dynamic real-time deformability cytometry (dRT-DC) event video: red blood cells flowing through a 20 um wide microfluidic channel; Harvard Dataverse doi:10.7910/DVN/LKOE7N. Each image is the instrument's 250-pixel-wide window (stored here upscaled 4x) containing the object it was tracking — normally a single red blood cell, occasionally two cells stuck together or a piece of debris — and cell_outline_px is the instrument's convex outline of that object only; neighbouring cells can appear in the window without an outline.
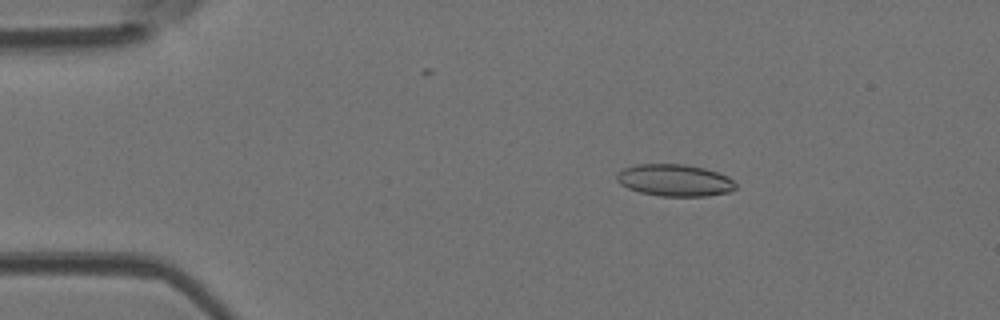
{"species": "Egyptian fruit bat (a non-hibernating species)", "species_latin": "Rousettus aegyptiacus", "temperature_condition": "room temperature", "stored_images_in_passage": 48, "camera_frame_rate_fps": 3000, "um_per_image_px": 0.085, "animal": {"sex": "female"}, "frame": {"image": 1, "passage_image": 8, "time_ms": 2.333, "image_size_px": [1000, 320], "cell_outline_px": [[736, 188], [728, 192], [708, 196], [660, 196], [640, 192], [628, 188], [620, 184], [616, 180], [616, 176], [624, 168], [636, 164], [684, 164], [704, 168], [728, 176], [736, 184]], "centroid_in_image_um": [57.34, 15.32], "position_along_channel_um": 27.7, "area_um2": 22.08}}
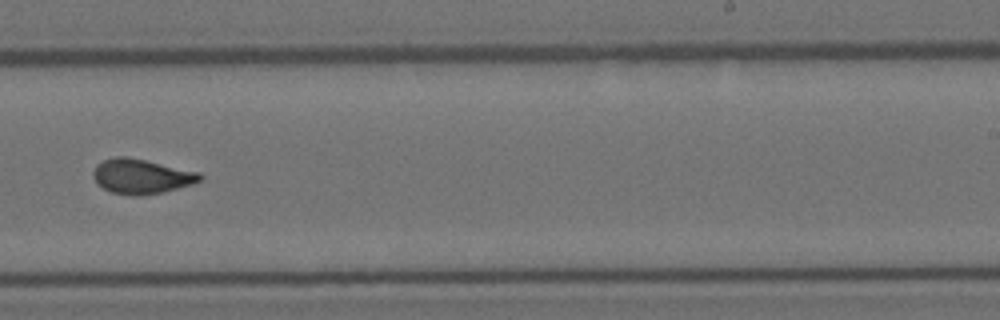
{"frame": {"image": 2, "passage_image": 30, "time_ms": 9.667, "image_size_px": [1000, 320], "cell_outline_px": [[204, 176], [200, 180], [192, 184], [164, 192], [140, 196], [132, 196], [112, 192], [96, 184], [92, 176], [92, 172], [96, 164], [104, 160], [116, 156], [124, 156], [144, 160], [200, 172]], "centroid_in_image_um": [12.0, 15.0], "position_along_channel_um": 277.0, "area_um2": 21.68}}
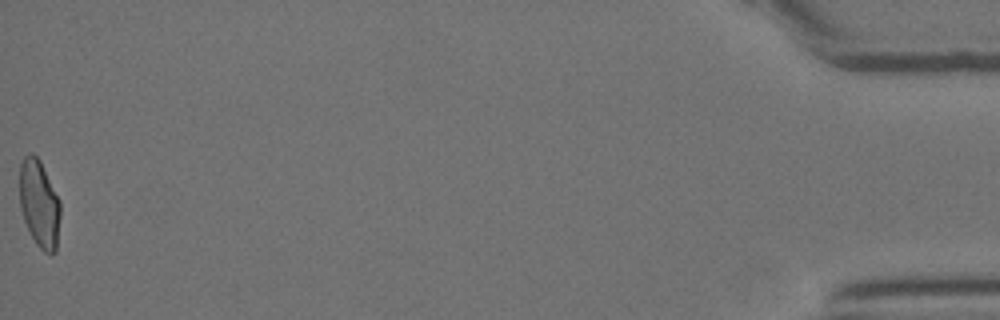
{"frame": {"image": 3, "passage_image": 48, "time_ms": 15.667, "image_size_px": [1000, 320], "cell_outline_px": [[60, 216], [56, 252], [52, 256], [44, 252], [36, 244], [24, 220], [20, 208], [20, 164], [24, 156], [32, 152], [40, 160], [60, 200]], "centroid_in_image_um": [3.35, 17.33], "position_along_channel_um": 431.8, "area_um2": 20.87}, "authors_computed_cell_mechanics": {"area_um2": 21.2993, "velocity_mm_per_s": 4.2333, "shape_relaxation_time_tau1_ms": null, "shape_relaxation_time_tau2_ms": 1.1546, "deformation_change_tau1": null, "deformation_change_tau2": 0.0711}}